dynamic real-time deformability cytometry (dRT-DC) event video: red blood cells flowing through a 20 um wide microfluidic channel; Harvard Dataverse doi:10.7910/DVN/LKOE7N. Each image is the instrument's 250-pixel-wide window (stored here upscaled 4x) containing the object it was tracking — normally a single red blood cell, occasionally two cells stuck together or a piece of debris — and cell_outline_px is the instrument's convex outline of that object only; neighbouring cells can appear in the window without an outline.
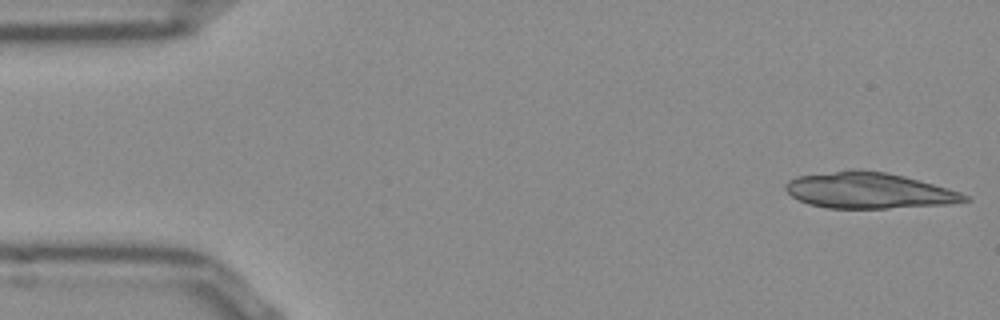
{"species": "Egyptian fruit bat (a non-hibernating species)", "species_latin": "Rousettus aegyptiacus", "temperature_condition": "room temperature", "stored_images_in_passage": 27, "camera_frame_rate_fps": 3000, "um_per_image_px": 0.085, "frame": {"image": 1, "passage_image": 1, "time_ms": 0.0, "image_size_px": [1000, 320], "cell_outline_px": [[972, 200], [948, 204], [888, 208], [828, 208], [808, 204], [792, 196], [784, 188], [784, 184], [788, 180], [796, 176], [852, 168], [860, 168], [888, 172], [904, 176], [948, 188], [972, 196]], "centroid_in_image_um": [73.85, 16.17], "position_along_channel_um": 11.2, "area_um2": 37.97}}
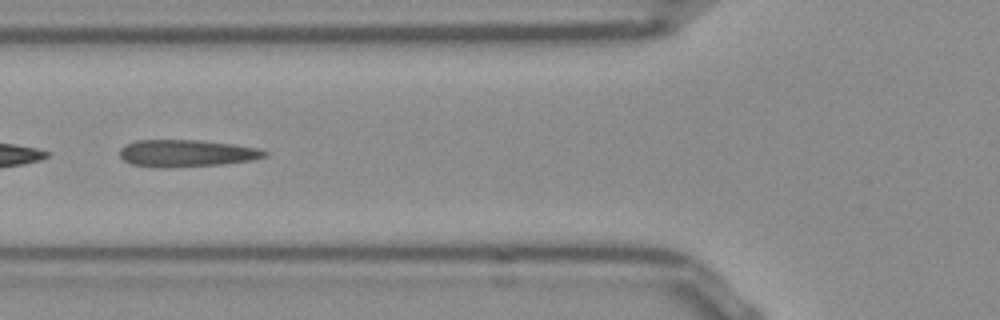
{"frame": {"image": 2, "passage_image": 18, "time_ms": 5.667, "image_size_px": [1000, 320], "cell_outline_px": [[268, 156], [252, 160], [224, 164], [172, 168], [152, 168], [132, 164], [124, 160], [120, 156], [120, 148], [136, 140], [200, 140], [232, 144], [260, 148], [268, 152]], "centroid_in_image_um": [15.87, 13.04], "position_along_channel_um": 109.9, "area_um2": 23.18}}
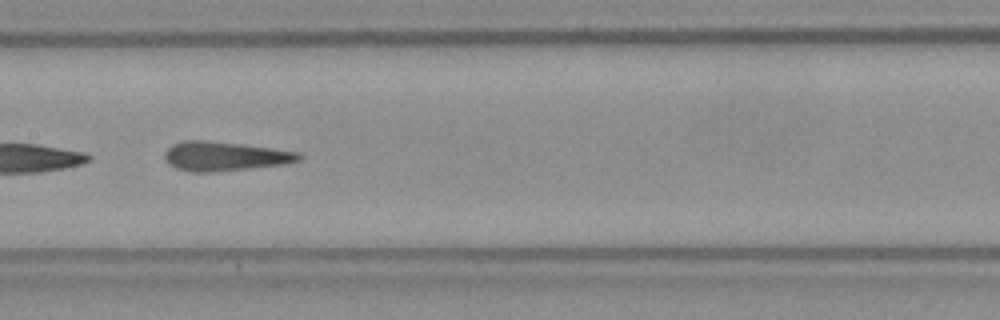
{"frame": {"image": 3, "passage_image": 24, "time_ms": 7.667, "image_size_px": [1000, 320], "cell_outline_px": [[304, 156], [300, 160], [284, 164], [212, 172], [192, 172], [176, 168], [168, 164], [164, 160], [164, 152], [172, 144], [184, 140], [204, 140], [240, 144], [272, 148], [300, 152]], "centroid_in_image_um": [19.08, 13.28], "position_along_channel_um": 188.3, "area_um2": 22.89}}